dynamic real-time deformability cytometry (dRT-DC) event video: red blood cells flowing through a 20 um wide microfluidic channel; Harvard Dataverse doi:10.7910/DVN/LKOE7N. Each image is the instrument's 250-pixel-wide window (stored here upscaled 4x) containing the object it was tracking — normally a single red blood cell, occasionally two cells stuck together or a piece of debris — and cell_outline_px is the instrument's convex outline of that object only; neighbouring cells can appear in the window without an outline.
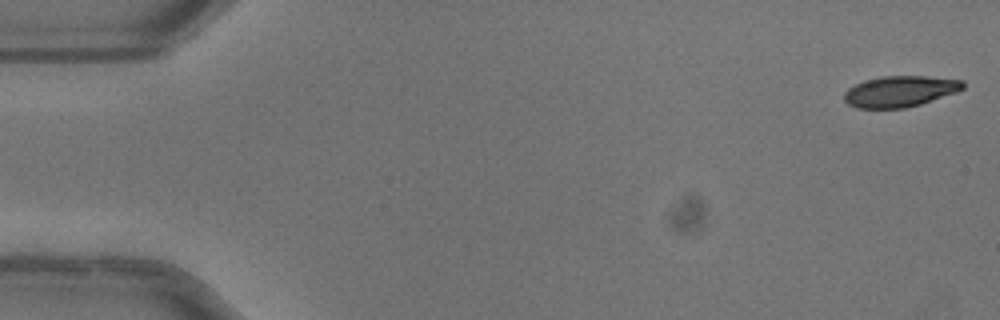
{"species": "common noctule bat (a hibernating species)", "species_latin": "Nyctalus noctula", "temperature_condition": "warm", "stored_images_in_passage": 13, "segment_of_instrument_passage": [1, 2], "camera_frame_rate_fps": 3000, "um_per_image_px": 0.085, "animal": {"sex": "female"}, "frame": {"image": 1, "passage_image": 1, "time_ms": 0.0, "image_size_px": [1000, 320], "cell_outline_px": [[964, 88], [956, 92], [920, 104], [904, 108], [856, 108], [848, 104], [844, 100], [844, 92], [848, 88], [864, 80], [880, 76], [928, 76], [964, 80]], "centroid_in_image_um": [76.48, 7.76], "position_along_channel_um": 8.5, "area_um2": 21.5}}